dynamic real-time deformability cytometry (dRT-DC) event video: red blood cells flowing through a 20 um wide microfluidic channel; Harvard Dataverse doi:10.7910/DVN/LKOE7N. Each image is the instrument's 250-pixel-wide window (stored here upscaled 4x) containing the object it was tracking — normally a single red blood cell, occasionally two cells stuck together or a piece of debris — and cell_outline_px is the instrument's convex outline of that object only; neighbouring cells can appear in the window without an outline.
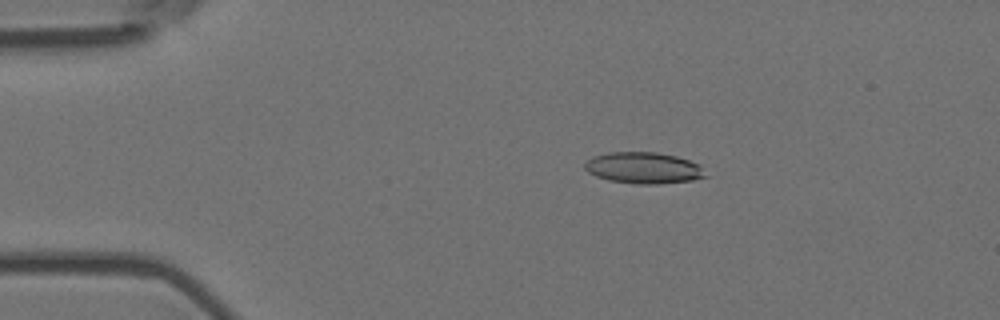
{"species": "Egyptian fruit bat (a non-hibernating species)", "species_latin": "Rousettus aegyptiacus", "temperature_condition": "room temperature", "stored_images_in_passage": 5, "camera_frame_rate_fps": 3000, "um_per_image_px": 0.085, "animal": {"sex": "female"}, "frame": {"image": 1, "passage_image": 3, "time_ms": 0.667, "image_size_px": [1000, 320], "cell_outline_px": [[708, 176], [692, 180], [656, 184], [640, 184], [608, 180], [596, 176], [588, 172], [584, 168], [584, 164], [592, 156], [608, 152], [656, 152], [676, 156], [700, 164]], "centroid_in_image_um": [54.7, 14.27], "position_along_channel_um": 30.3, "area_um2": 22.08}}